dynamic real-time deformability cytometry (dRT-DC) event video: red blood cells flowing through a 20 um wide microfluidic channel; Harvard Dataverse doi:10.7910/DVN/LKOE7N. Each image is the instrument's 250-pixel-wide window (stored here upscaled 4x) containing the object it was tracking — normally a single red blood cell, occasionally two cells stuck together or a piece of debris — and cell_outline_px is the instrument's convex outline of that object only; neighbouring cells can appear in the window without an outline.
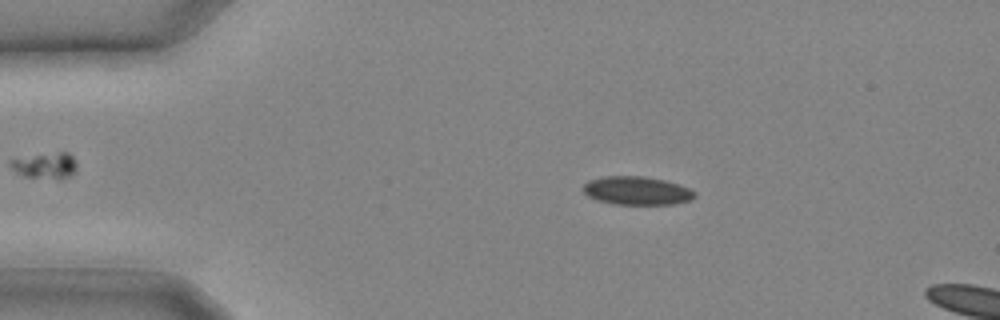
{"species": "common noctule bat (a hibernating species)", "species_latin": "Nyctalus noctula", "temperature_condition": "cold", "stored_images_in_passage": 4, "camera_frame_rate_fps": 3000, "um_per_image_px": 0.085, "animal": {"sex": "male", "body_mass_g": 20.4}, "frame": {"image": 1, "passage_image": 2, "time_ms": 0.333, "image_size_px": [1000, 320], "cell_outline_px": [[696, 196], [692, 200], [676, 204], [616, 204], [596, 200], [588, 196], [584, 192], [584, 184], [588, 180], [604, 176], [644, 176], [664, 180], [688, 188], [696, 192]], "centroid_in_image_um": [54.14, 16.21], "position_along_channel_um": 30.9, "area_um2": 18.44}}